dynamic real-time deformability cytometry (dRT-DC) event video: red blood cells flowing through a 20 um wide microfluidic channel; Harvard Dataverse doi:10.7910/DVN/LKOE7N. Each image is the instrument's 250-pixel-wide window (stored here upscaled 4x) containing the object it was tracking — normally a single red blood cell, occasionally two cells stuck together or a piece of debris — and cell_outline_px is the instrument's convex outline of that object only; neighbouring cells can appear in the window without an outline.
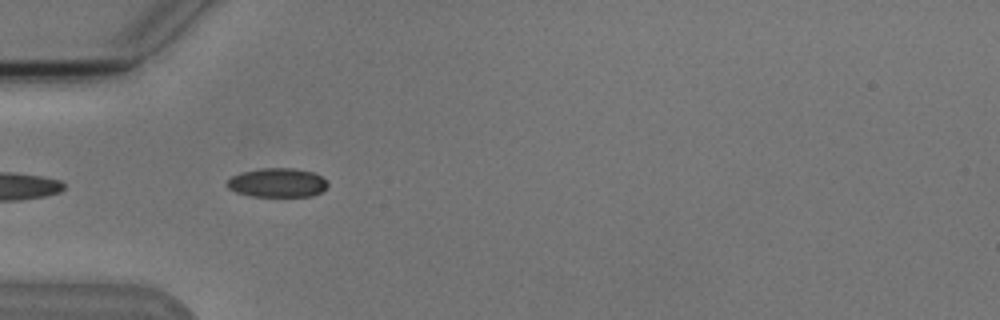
{"species": "Egyptian fruit bat (a non-hibernating species)", "species_latin": "Rousettus aegyptiacus", "temperature_condition": "cold", "stored_images_in_passage": 13, "camera_frame_rate_fps": 3000, "um_per_image_px": 0.085, "animal": {"sex": "male"}, "frame": {"image": 1, "passage_image": 4, "time_ms": 4.333, "image_size_px": [1000, 320], "cell_outline_px": [[328, 184], [320, 192], [312, 196], [252, 196], [236, 192], [228, 188], [224, 184], [232, 176], [240, 172], [260, 168], [296, 168], [312, 172], [320, 176]], "centroid_in_image_um": [23.52, 15.52], "position_along_channel_um": 61.5, "area_um2": 16.99}}
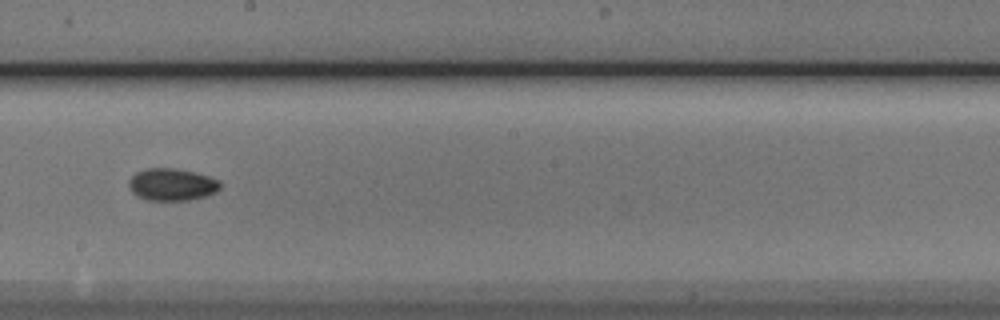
{"frame": {"image": 2, "passage_image": 8, "time_ms": 9.0, "image_size_px": [1000, 320], "cell_outline_px": [[220, 188], [216, 192], [208, 196], [188, 200], [148, 200], [136, 196], [132, 192], [128, 184], [128, 180], [136, 172], [144, 168], [176, 168], [208, 176], [220, 180]], "centroid_in_image_um": [14.6, 15.68], "position_along_channel_um": 233.6, "area_um2": 17.28}}
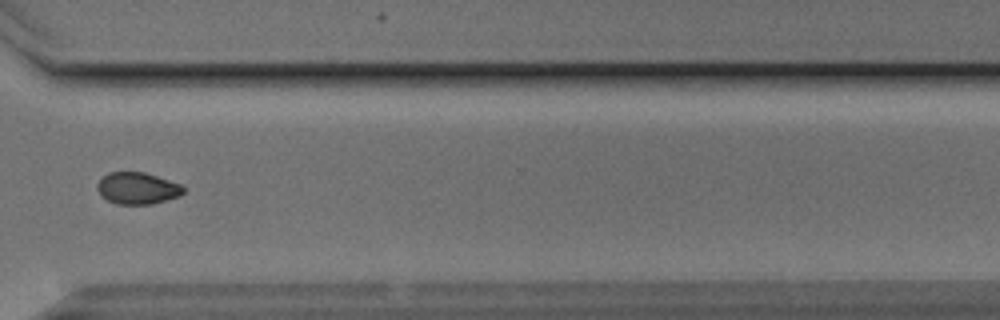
{"frame": {"image": 3, "passage_image": 11, "time_ms": 12.333, "image_size_px": [1000, 320], "cell_outline_px": [[184, 192], [180, 196], [152, 204], [116, 204], [100, 196], [96, 188], [96, 184], [108, 172], [144, 172], [180, 184], [184, 188]], "centroid_in_image_um": [11.65, 16.01], "position_along_channel_um": 358.9, "area_um2": 15.95}, "authors_computed_cell_mechanics": {"area_um2": 16.5886, "velocity_mm_per_s": 3.766, "shape_relaxation_time_tau1_ms": 2.7483, "shape_relaxation_time_tau2_ms": 2.0885, "deformation_change_tau1": 0.0654, "deformation_change_tau2": 0.0485}}